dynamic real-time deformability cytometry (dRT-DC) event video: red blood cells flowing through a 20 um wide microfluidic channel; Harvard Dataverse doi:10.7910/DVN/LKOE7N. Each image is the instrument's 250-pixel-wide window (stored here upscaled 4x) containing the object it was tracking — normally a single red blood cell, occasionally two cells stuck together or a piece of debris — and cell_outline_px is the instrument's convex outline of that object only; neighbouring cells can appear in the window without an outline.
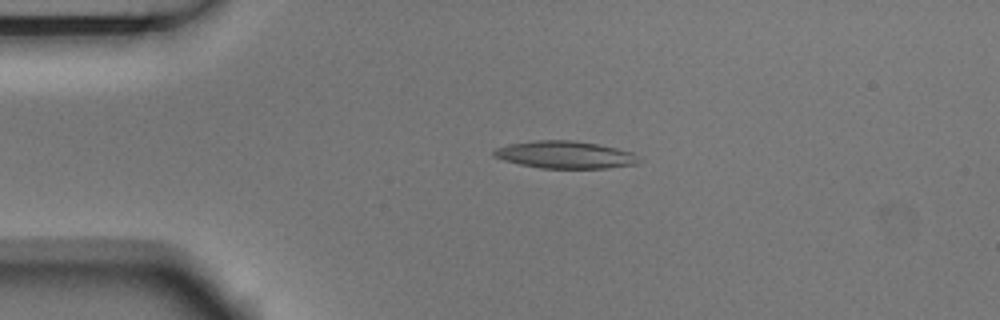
{"species": "Egyptian fruit bat (a non-hibernating species)", "species_latin": "Rousettus aegyptiacus", "temperature_condition": "room temperature", "stored_images_in_passage": 3, "camera_frame_rate_fps": 3000, "um_per_image_px": 0.085, "animal": {"sex": "male"}, "frame": {"image": 1, "passage_image": 2, "time_ms": 0.333, "image_size_px": [1000, 320], "cell_outline_px": [[644, 160], [636, 164], [604, 168], [540, 168], [520, 164], [504, 160], [492, 156], [492, 152], [496, 148], [508, 144], [536, 140], [572, 140], [596, 144], [616, 148], [632, 152]], "centroid_in_image_um": [48.04, 13.15], "position_along_channel_um": 37.0, "area_um2": 23.12}}